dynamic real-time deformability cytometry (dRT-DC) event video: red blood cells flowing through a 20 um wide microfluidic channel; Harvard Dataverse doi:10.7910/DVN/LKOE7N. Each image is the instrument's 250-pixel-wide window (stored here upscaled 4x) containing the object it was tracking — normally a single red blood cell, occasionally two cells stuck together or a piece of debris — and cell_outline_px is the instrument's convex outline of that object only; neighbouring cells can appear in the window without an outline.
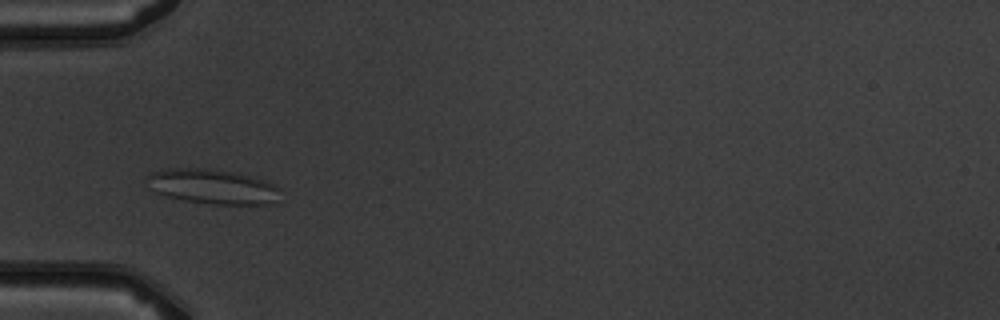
{"species": "common noctule bat (a hibernating species)", "species_latin": "Nyctalus noctula", "temperature_condition": "warm", "stored_images_in_passage": 7, "camera_frame_rate_fps": 3000, "um_per_image_px": 0.085, "animal": {"sex": "male", "body_mass_g": 19.5, "forearm_length_mm": 54.6}, "frame": {"image": 1, "passage_image": 3, "time_ms": 3.333, "image_size_px": [1000, 320], "cell_outline_px": [[280, 188], [268, 204], [212, 204], [184, 200], [168, 196], [156, 192], [144, 180], [152, 172], [168, 168], [208, 168], [240, 172], [264, 180]], "centroid_in_image_um": [18.0, 15.82], "position_along_channel_um": 67.0, "area_um2": 26.76}}
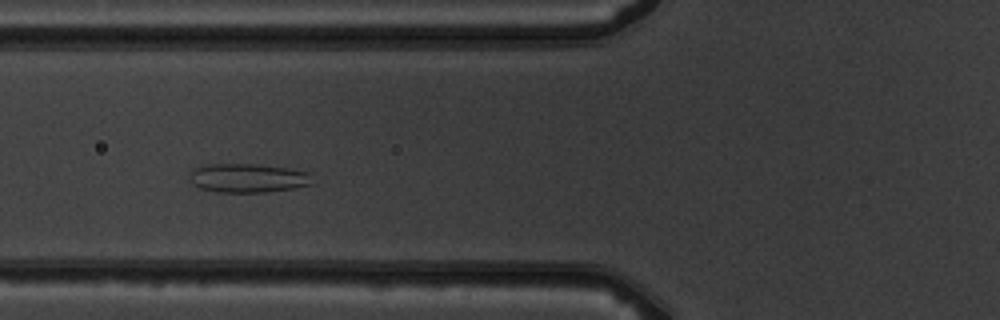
{"frame": {"image": 2, "passage_image": 4, "time_ms": 4.333, "image_size_px": [1000, 320], "cell_outline_px": [[312, 184], [292, 188], [264, 192], [216, 192], [200, 188], [192, 184], [188, 180], [188, 176], [192, 168], [208, 164], [256, 164], [284, 168], [308, 172]], "centroid_in_image_um": [20.96, 15.13], "position_along_channel_um": 104.8, "area_um2": 20.63}}
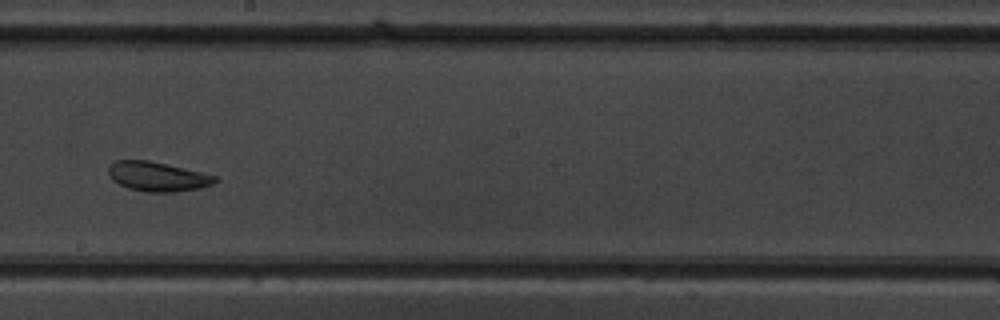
{"frame": {"image": 3, "passage_image": 7, "time_ms": 7.667, "image_size_px": [1000, 320], "cell_outline_px": [[220, 180], [212, 184], [200, 188], [176, 192], [144, 192], [128, 188], [112, 180], [108, 172], [108, 168], [116, 160], [148, 160], [200, 172], [216, 176]], "centroid_in_image_um": [13.39, 15.02], "position_along_channel_um": 234.8, "area_um2": 18.21}}